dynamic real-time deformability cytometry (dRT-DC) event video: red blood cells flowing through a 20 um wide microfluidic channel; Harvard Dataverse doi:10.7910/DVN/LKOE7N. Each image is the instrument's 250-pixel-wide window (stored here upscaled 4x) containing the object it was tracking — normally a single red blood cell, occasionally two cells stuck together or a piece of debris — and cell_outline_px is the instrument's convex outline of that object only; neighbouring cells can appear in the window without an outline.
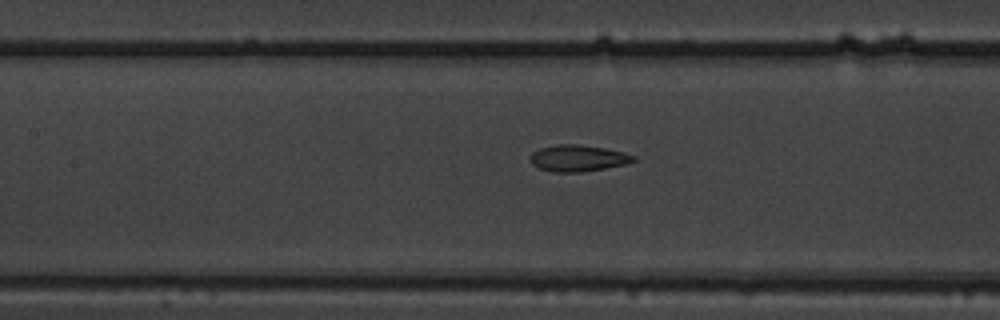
{"species": "common noctule bat (a hibernating species)", "species_latin": "Nyctalus noctula", "temperature_condition": "warm", "stored_images_in_passage": 8, "segment_of_instrument_passage": [2, 2], "camera_frame_rate_fps": 3000, "um_per_image_px": 0.085, "animal": {"sex": "male", "body_mass_g": 19.5, "forearm_length_mm": 54.6}, "frame": {"image": 1, "passage_image": 8, "time_ms": 2.333, "image_size_px": [1000, 320], "cell_outline_px": [[636, 160], [628, 164], [580, 172], [552, 172], [536, 168], [532, 164], [532, 152], [540, 148], [556, 144], [576, 144], [604, 148], [624, 152], [636, 156]], "centroid_in_image_um": [49.14, 13.45], "position_along_channel_um": 158.3, "area_um2": 15.95}}